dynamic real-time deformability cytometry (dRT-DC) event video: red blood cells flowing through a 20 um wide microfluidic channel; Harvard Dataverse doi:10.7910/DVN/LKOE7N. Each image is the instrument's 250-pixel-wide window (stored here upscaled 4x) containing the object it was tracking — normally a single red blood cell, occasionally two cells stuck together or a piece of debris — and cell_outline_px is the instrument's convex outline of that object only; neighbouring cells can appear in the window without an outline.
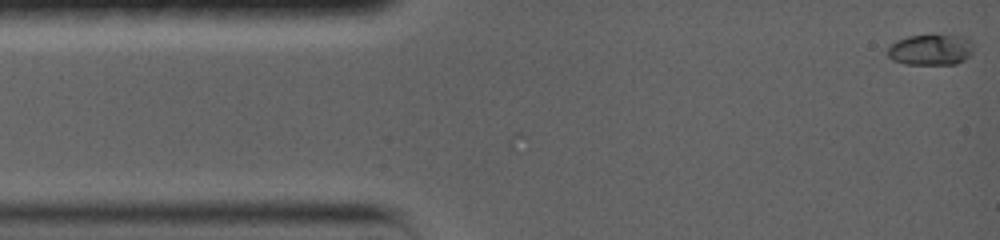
{"species": "common noctule bat (a hibernating species)", "species_latin": "Nyctalus noctula", "temperature_condition": "warm", "stored_images_in_passage": 4, "camera_frame_rate_fps": 5000, "um_per_image_px": 0.085, "animal": {"sex": "female", "body_mass_g": 19.0, "forearm_length_mm": 56.7}, "frame": {"image": 1, "passage_image": 1, "time_ms": 0.0, "image_size_px": [1000, 240], "cell_outline_px": [[972, 52], [964, 60], [956, 64], [904, 64], [892, 60], [888, 56], [888, 48], [896, 40], [908, 36], [932, 32], [964, 36], [972, 40]], "centroid_in_image_um": [79.12, 4.17], "position_along_channel_um": 5.9, "area_um2": 16.13}}
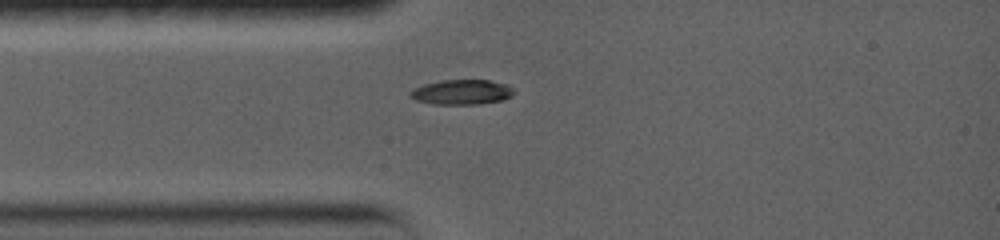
{"frame": {"image": 2, "passage_image": 4, "time_ms": 3.2, "image_size_px": [1000, 240], "cell_outline_px": [[516, 92], [512, 96], [504, 100], [476, 104], [432, 104], [416, 100], [408, 96], [408, 92], [424, 84], [440, 80], [488, 80], [508, 84]], "centroid_in_image_um": [39.26, 7.83], "position_along_channel_um": 45.7, "area_um2": 15.2}}